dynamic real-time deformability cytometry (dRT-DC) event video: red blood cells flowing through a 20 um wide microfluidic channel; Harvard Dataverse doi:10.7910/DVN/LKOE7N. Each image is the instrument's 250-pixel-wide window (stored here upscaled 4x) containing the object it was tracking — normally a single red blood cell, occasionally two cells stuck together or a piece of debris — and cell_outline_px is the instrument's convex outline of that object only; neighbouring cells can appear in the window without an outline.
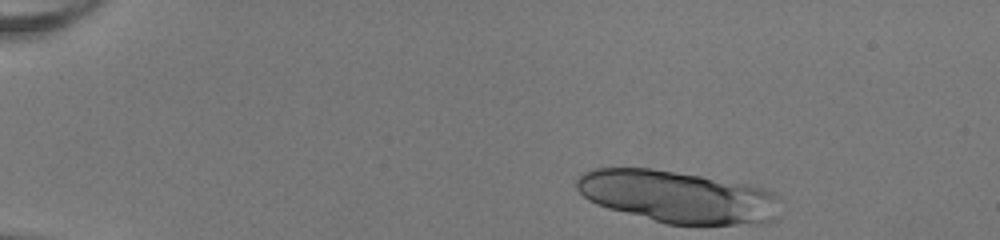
{"species": "human", "species_latin": "Homo sapiens", "temperature_condition": "room temperature", "stored_images_in_passage": 41, "segment_of_instrument_passage": [1, 2], "camera_frame_rate_fps": 3000, "um_per_image_px": 0.085, "donor": {"sex": "female"}, "frame": {"image": 1, "passage_image": 1, "time_ms": 0.0, "image_size_px": [1000, 240], "cell_outline_px": [[780, 196], [776, 220], [768, 224], [668, 224], [608, 208], [596, 204], [588, 200], [576, 188], [576, 180], [584, 172], [592, 168], [652, 168], [700, 176], [744, 184], [760, 188], [772, 192]], "centroid_in_image_um": [57.62, 16.73], "position_along_channel_um": 27.4, "area_um2": 61.79}}